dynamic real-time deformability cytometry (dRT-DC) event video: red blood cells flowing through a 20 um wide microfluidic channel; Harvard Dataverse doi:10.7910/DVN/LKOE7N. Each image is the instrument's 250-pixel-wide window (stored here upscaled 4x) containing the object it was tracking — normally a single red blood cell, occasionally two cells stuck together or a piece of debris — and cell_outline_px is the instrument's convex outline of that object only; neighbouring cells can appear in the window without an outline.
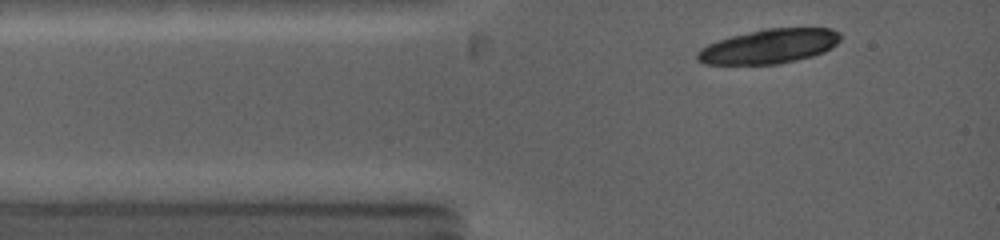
{"species": "common noctule bat (a hibernating species)", "species_latin": "Nyctalus noctula", "temperature_condition": "warm", "stored_images_in_passage": 4, "camera_frame_rate_fps": 5000, "um_per_image_px": 0.085, "animal": {"sex": "female", "body_mass_g": 19.0, "forearm_length_mm": 53.3}, "frame": {"image": 1, "passage_image": 2, "time_ms": 0.4, "image_size_px": [1000, 240], "cell_outline_px": [[840, 40], [832, 48], [824, 52], [812, 56], [780, 64], [704, 64], [696, 60], [696, 52], [700, 48], [708, 44], [732, 36], [764, 28], [832, 28], [840, 32]], "centroid_in_image_um": [65.38, 3.94], "position_along_channel_um": 19.6, "area_um2": 28.78}}